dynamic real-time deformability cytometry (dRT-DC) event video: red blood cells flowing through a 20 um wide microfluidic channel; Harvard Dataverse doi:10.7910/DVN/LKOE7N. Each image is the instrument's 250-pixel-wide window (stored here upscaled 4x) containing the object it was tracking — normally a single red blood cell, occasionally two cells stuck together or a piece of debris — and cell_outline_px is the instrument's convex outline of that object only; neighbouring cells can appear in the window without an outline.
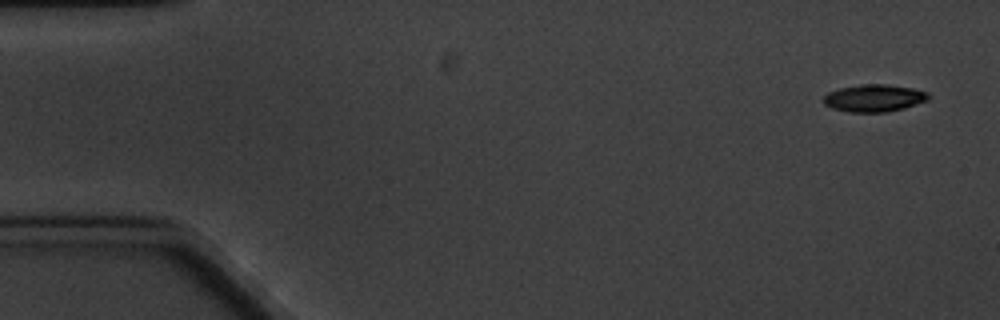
{"species": "common noctule bat (a hibernating species)", "species_latin": "Nyctalus noctula", "temperature_condition": "cold", "stored_images_in_passage": 4, "camera_frame_rate_fps": 3000, "um_per_image_px": 0.085, "animal": {"sex": "male", "body_mass_g": 20.1, "forearm_length_mm": 53.5}, "frame": {"image": 1, "passage_image": 1, "time_ms": 0.0, "image_size_px": [1000, 320], "cell_outline_px": [[928, 100], [904, 108], [888, 112], [848, 112], [832, 108], [824, 104], [824, 96], [828, 92], [840, 88], [860, 84], [888, 84], [912, 88], [928, 92]], "centroid_in_image_um": [74.29, 8.33], "position_along_channel_um": 10.7, "area_um2": 16.7}}